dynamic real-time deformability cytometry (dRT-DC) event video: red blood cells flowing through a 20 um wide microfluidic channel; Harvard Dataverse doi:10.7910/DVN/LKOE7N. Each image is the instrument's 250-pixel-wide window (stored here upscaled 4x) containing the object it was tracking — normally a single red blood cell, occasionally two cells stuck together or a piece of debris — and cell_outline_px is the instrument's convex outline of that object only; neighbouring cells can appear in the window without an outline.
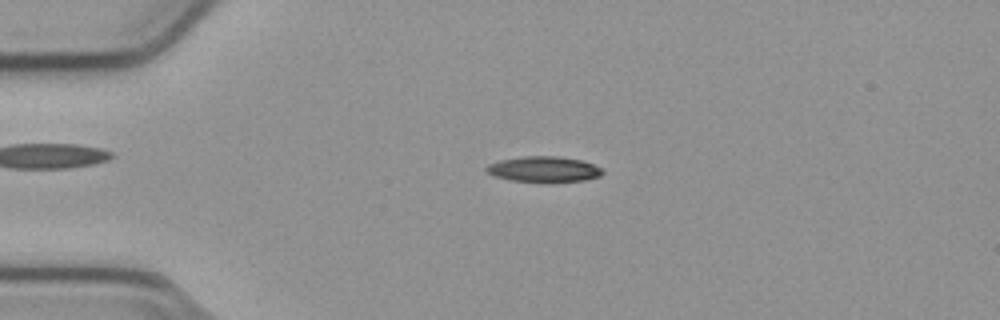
{"species": "common noctule bat (a hibernating species)", "species_latin": "Nyctalus noctula", "temperature_condition": "cold", "stored_images_in_passage": 54, "camera_frame_rate_fps": 3000, "um_per_image_px": 0.085, "animal": {"sex": "male", "body_mass_g": 23.1, "forearm_length_mm": 52.7}, "frame": {"image": 1, "passage_image": 12, "time_ms": 3.667, "image_size_px": [1000, 320], "cell_outline_px": [[604, 172], [600, 176], [584, 180], [548, 184], [508, 180], [496, 176], [488, 172], [484, 168], [488, 164], [500, 160], [524, 156], [556, 156], [580, 160], [592, 164], [600, 168]], "centroid_in_image_um": [46.21, 14.42], "position_along_channel_um": 38.8, "area_um2": 17.69}}
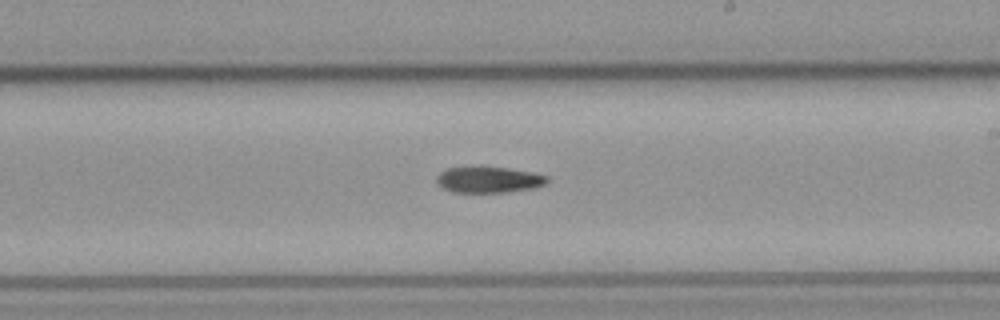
{"frame": {"image": 2, "passage_image": 31, "time_ms": 10.0, "image_size_px": [1000, 320], "cell_outline_px": [[548, 180], [544, 184], [532, 188], [504, 192], [452, 192], [444, 188], [436, 180], [436, 176], [440, 172], [448, 168], [508, 168], [548, 176]], "centroid_in_image_um": [41.52, 15.29], "position_along_channel_um": 247.5, "area_um2": 16.18}}
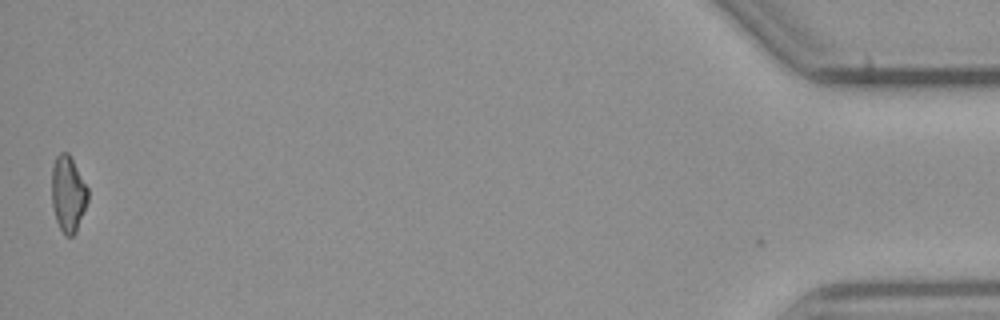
{"frame": {"image": 3, "passage_image": 53, "time_ms": 17.333, "image_size_px": [1000, 320], "cell_outline_px": [[88, 200], [76, 232], [72, 236], [64, 236], [56, 220], [52, 204], [52, 168], [56, 156], [60, 152], [68, 152], [88, 188]], "centroid_in_image_um": [5.78, 16.49], "position_along_channel_um": 429.4, "area_um2": 15.95}}